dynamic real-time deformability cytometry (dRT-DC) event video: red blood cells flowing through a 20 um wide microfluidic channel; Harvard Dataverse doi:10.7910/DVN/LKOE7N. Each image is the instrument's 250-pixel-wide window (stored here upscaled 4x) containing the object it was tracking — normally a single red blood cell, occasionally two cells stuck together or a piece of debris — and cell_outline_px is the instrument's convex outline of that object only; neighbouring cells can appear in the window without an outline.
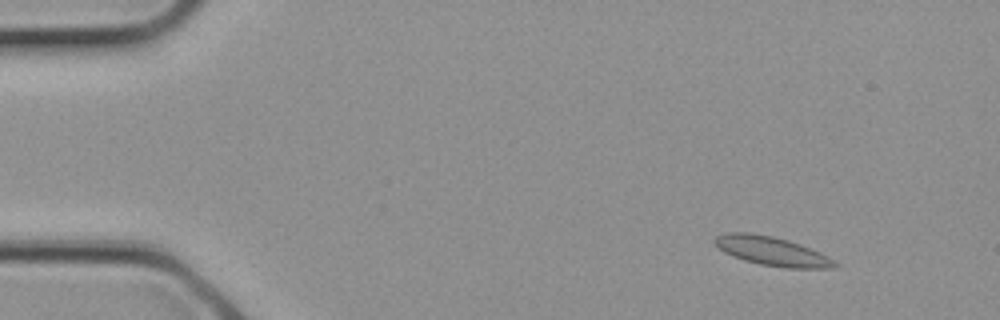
{"species": "common noctule bat (a hibernating species)", "species_latin": "Nyctalus noctula", "temperature_condition": "cold", "stored_images_in_passage": 2, "camera_frame_rate_fps": 3000, "um_per_image_px": 0.085, "animal": {"sex": "female", "body_mass_g": 21.9}, "frame": {"image": 1, "passage_image": 1, "time_ms": 0.0, "image_size_px": [1000, 320], "cell_outline_px": [[840, 264], [836, 268], [784, 268], [760, 264], [744, 260], [732, 256], [724, 252], [712, 240], [716, 236], [724, 232], [748, 232], [772, 236], [788, 240], [812, 248], [828, 256]], "centroid_in_image_um": [65.63, 21.34], "position_along_channel_um": 19.4, "area_um2": 20.46}}